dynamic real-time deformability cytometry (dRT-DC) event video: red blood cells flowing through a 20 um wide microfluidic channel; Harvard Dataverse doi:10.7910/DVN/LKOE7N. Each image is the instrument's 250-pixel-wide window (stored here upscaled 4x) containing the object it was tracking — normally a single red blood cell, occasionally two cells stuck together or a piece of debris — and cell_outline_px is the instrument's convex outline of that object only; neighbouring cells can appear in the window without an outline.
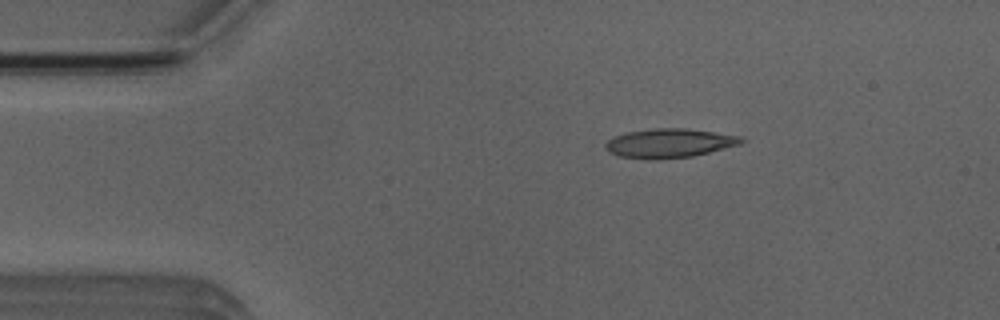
{"species": "Egyptian fruit bat (a non-hibernating species)", "species_latin": "Rousettus aegyptiacus", "temperature_condition": "room temperature", "stored_images_in_passage": 18, "camera_frame_rate_fps": 3000, "um_per_image_px": 0.085, "animal": {"sex": "male"}, "frame": {"image": 1, "passage_image": 1, "time_ms": 0.0, "image_size_px": [1000, 320], "cell_outline_px": [[744, 140], [740, 144], [692, 156], [656, 160], [648, 160], [616, 156], [608, 152], [604, 148], [604, 144], [608, 140], [616, 136], [628, 132], [656, 128], [684, 128], [740, 136]], "centroid_in_image_um": [56.82, 12.19], "position_along_channel_um": 28.2, "area_um2": 22.95}}
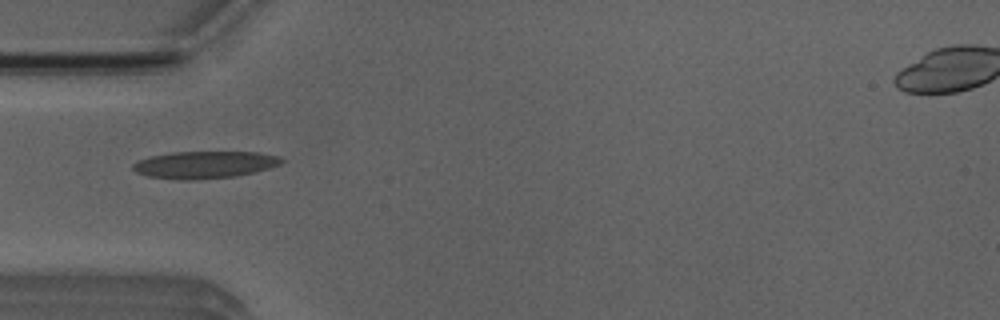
{"frame": {"image": 2, "passage_image": 8, "time_ms": 2.333, "image_size_px": [1000, 320], "cell_outline_px": [[284, 160], [280, 164], [268, 168], [252, 172], [232, 176], [188, 180], [184, 180], [148, 176], [136, 172], [132, 168], [132, 164], [148, 156], [172, 152], [256, 152], [280, 156]], "centroid_in_image_um": [17.36, 13.99], "position_along_channel_um": 67.6, "area_um2": 23.24}}
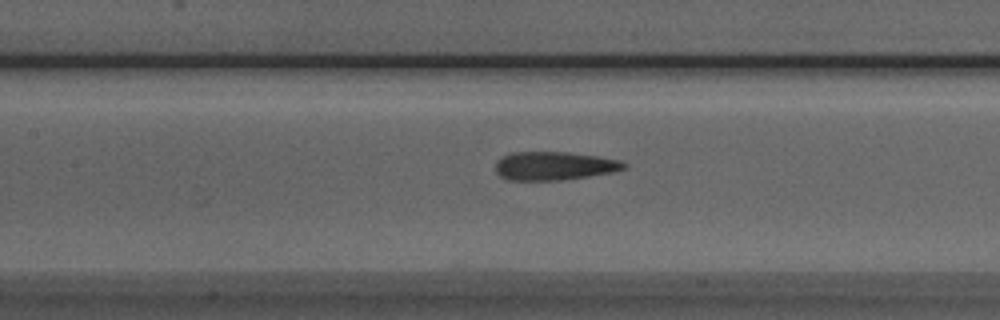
{"frame": {"image": 3, "passage_image": 15, "time_ms": 4.667, "image_size_px": [1000, 320], "cell_outline_px": [[628, 164], [624, 168], [612, 172], [588, 176], [560, 180], [508, 180], [500, 176], [496, 172], [496, 160], [512, 152], [568, 152], [596, 156], [620, 160]], "centroid_in_image_um": [47.08, 14.1], "position_along_channel_um": 160.3, "area_um2": 21.21}}